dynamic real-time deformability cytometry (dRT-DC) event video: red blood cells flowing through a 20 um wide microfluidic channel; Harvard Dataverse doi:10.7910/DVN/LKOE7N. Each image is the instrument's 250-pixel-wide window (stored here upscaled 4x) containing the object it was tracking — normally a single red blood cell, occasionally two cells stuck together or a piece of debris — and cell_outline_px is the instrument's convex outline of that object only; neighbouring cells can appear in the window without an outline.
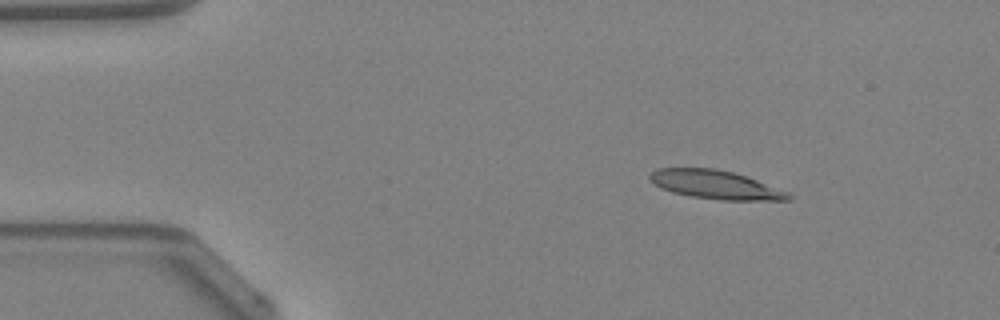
{"species": "Egyptian fruit bat (a non-hibernating species)", "species_latin": "Rousettus aegyptiacus", "temperature_condition": "warm", "stored_images_in_passage": 18, "camera_frame_rate_fps": 3000, "um_per_image_px": 0.085, "animal": {"sex": "female"}, "frame": {"image": 1, "passage_image": 1, "time_ms": 0.0, "image_size_px": [1000, 320], "cell_outline_px": [[792, 200], [720, 200], [692, 196], [672, 192], [660, 188], [648, 176], [656, 168], [716, 168], [732, 172], [756, 180], [788, 192], [792, 196]], "centroid_in_image_um": [60.81, 15.7], "position_along_channel_um": 24.2, "area_um2": 22.83}}
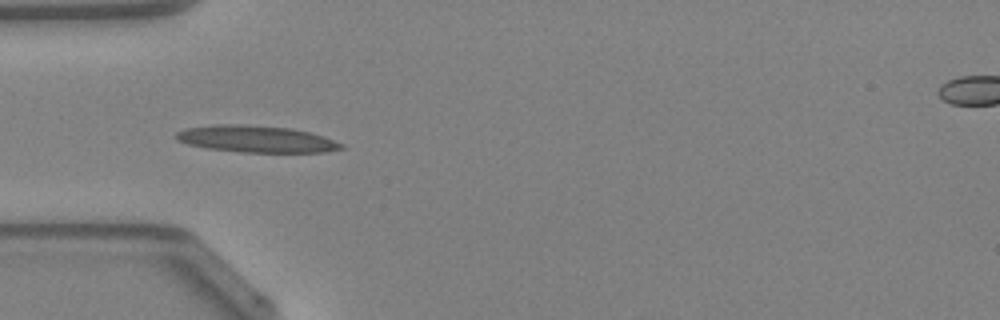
{"frame": {"image": 2, "passage_image": 9, "time_ms": 2.667, "image_size_px": [1000, 320], "cell_outline_px": [[344, 148], [324, 152], [240, 152], [208, 148], [188, 144], [176, 140], [176, 132], [184, 128], [212, 124], [240, 124], [292, 128], [324, 136], [344, 144]], "centroid_in_image_um": [21.76, 11.81], "position_along_channel_um": 63.2, "area_um2": 25.84}}
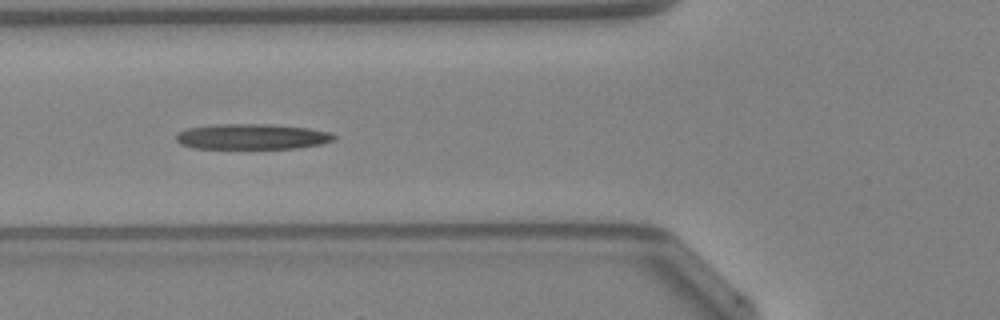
{"frame": {"image": 3, "passage_image": 12, "time_ms": 3.667, "image_size_px": [1000, 320], "cell_outline_px": [[336, 140], [320, 144], [296, 148], [192, 148], [180, 144], [176, 140], [176, 136], [180, 132], [188, 128], [220, 124], [268, 124], [308, 128], [328, 132], [336, 136]], "centroid_in_image_um": [21.43, 11.61], "position_along_channel_um": 104.4, "area_um2": 23.24}}